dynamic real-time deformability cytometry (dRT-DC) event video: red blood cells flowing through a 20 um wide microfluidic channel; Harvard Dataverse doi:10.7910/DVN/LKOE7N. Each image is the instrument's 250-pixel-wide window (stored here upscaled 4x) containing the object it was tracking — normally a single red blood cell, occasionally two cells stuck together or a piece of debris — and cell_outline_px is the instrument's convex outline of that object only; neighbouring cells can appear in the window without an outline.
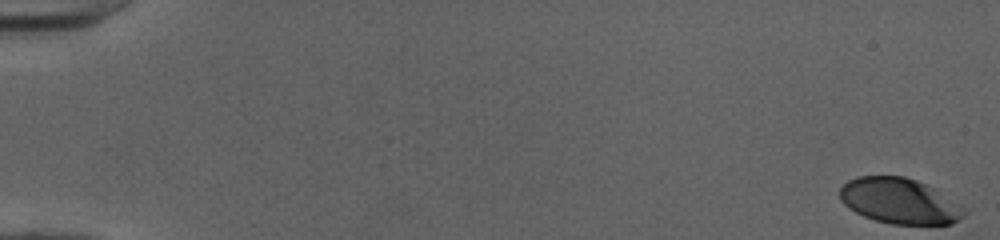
{"species": "human", "species_latin": "Homo sapiens", "temperature_condition": "cold", "stored_images_in_passage": 52, "camera_frame_rate_fps": 3000, "um_per_image_px": 0.085, "donor": {"sex": "female"}, "frame": {"image": 1, "passage_image": 1, "time_ms": 0.0, "image_size_px": [1000, 240], "cell_outline_px": [[964, 216], [952, 224], [892, 224], [876, 220], [864, 216], [848, 208], [840, 200], [840, 188], [848, 180], [856, 176], [904, 176], [916, 180], [932, 188], [964, 208]], "centroid_in_image_um": [76.4, 17.08], "position_along_channel_um": 8.6, "area_um2": 32.6}}
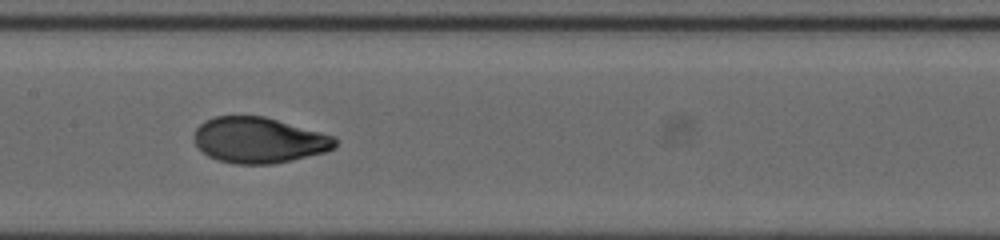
{"frame": {"image": 2, "passage_image": 28, "time_ms": 9.0, "image_size_px": [1000, 240], "cell_outline_px": [[336, 148], [324, 152], [292, 160], [272, 164], [236, 164], [216, 160], [208, 156], [196, 144], [192, 136], [196, 128], [204, 120], [216, 116], [264, 116], [336, 136]], "centroid_in_image_um": [22.0, 11.91], "position_along_channel_um": 185.4, "area_um2": 37.74}}
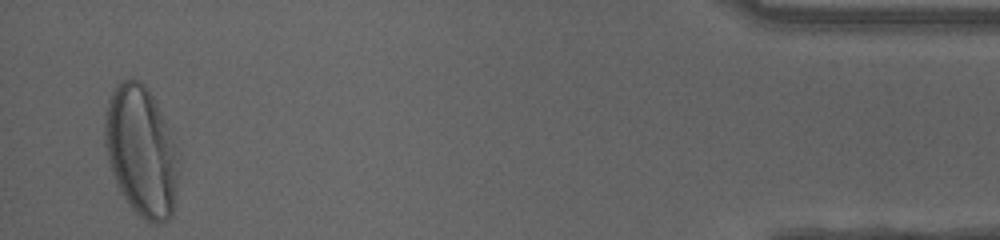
{"frame": {"image": 3, "passage_image": 51, "time_ms": 16.667, "image_size_px": [1000, 240], "cell_outline_px": [[180, 168], [172, 216], [168, 220], [160, 224], [152, 224], [144, 220], [132, 208], [124, 196], [112, 172], [108, 160], [104, 144], [104, 112], [112, 88], [120, 80], [132, 76], [140, 80], [148, 88], [164, 116], [180, 152]], "centroid_in_image_um": [12.03, 12.8], "position_along_channel_um": 423.2, "area_um2": 57.34}, "authors_computed_cell_mechanics": {"area_um2": 37.3099, "velocity_mm_per_s": 4.02, "shape_relaxation_time_tau1_ms": 3.3183, "shape_relaxation_time_tau2_ms": null, "deformation_change_tau1": 0.2018, "deformation_change_tau2": null}}